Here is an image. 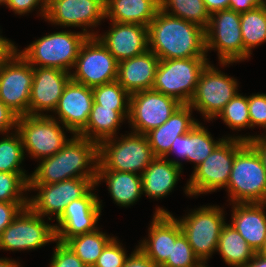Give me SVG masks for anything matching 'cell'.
<instances>
[{"label": "cell", "mask_w": 266, "mask_h": 267, "mask_svg": "<svg viewBox=\"0 0 266 267\" xmlns=\"http://www.w3.org/2000/svg\"><path fill=\"white\" fill-rule=\"evenodd\" d=\"M148 50L160 60L207 57L205 29L159 9L148 25Z\"/></svg>", "instance_id": "cell-1"}, {"label": "cell", "mask_w": 266, "mask_h": 267, "mask_svg": "<svg viewBox=\"0 0 266 267\" xmlns=\"http://www.w3.org/2000/svg\"><path fill=\"white\" fill-rule=\"evenodd\" d=\"M39 163L30 174L29 184H55L72 178H87L96 183L98 143L73 134L62 149Z\"/></svg>", "instance_id": "cell-2"}, {"label": "cell", "mask_w": 266, "mask_h": 267, "mask_svg": "<svg viewBox=\"0 0 266 267\" xmlns=\"http://www.w3.org/2000/svg\"><path fill=\"white\" fill-rule=\"evenodd\" d=\"M83 31L54 32L33 41L24 50L15 49L33 67H47L71 73L81 45L87 39Z\"/></svg>", "instance_id": "cell-3"}, {"label": "cell", "mask_w": 266, "mask_h": 267, "mask_svg": "<svg viewBox=\"0 0 266 267\" xmlns=\"http://www.w3.org/2000/svg\"><path fill=\"white\" fill-rule=\"evenodd\" d=\"M105 139L98 144L97 170H116L141 175L155 158L149 141L144 134L130 131ZM119 138L118 140H116ZM139 172V173H138Z\"/></svg>", "instance_id": "cell-4"}, {"label": "cell", "mask_w": 266, "mask_h": 267, "mask_svg": "<svg viewBox=\"0 0 266 267\" xmlns=\"http://www.w3.org/2000/svg\"><path fill=\"white\" fill-rule=\"evenodd\" d=\"M246 143L238 138L224 136L212 153L192 172L184 186L185 194L196 197L226 188L235 155Z\"/></svg>", "instance_id": "cell-5"}, {"label": "cell", "mask_w": 266, "mask_h": 267, "mask_svg": "<svg viewBox=\"0 0 266 267\" xmlns=\"http://www.w3.org/2000/svg\"><path fill=\"white\" fill-rule=\"evenodd\" d=\"M226 190L229 203H266V171L257 152L246 143L235 155Z\"/></svg>", "instance_id": "cell-6"}, {"label": "cell", "mask_w": 266, "mask_h": 267, "mask_svg": "<svg viewBox=\"0 0 266 267\" xmlns=\"http://www.w3.org/2000/svg\"><path fill=\"white\" fill-rule=\"evenodd\" d=\"M189 213L177 220L194 255L207 267L209 257L217 251L219 236L226 224L225 214L221 207L214 205L200 206Z\"/></svg>", "instance_id": "cell-7"}, {"label": "cell", "mask_w": 266, "mask_h": 267, "mask_svg": "<svg viewBox=\"0 0 266 267\" xmlns=\"http://www.w3.org/2000/svg\"><path fill=\"white\" fill-rule=\"evenodd\" d=\"M208 63L207 57L160 60L152 89L175 98L181 104H189L200 74Z\"/></svg>", "instance_id": "cell-8"}, {"label": "cell", "mask_w": 266, "mask_h": 267, "mask_svg": "<svg viewBox=\"0 0 266 267\" xmlns=\"http://www.w3.org/2000/svg\"><path fill=\"white\" fill-rule=\"evenodd\" d=\"M60 125V122L50 115L19 116L17 131L22 139L24 153L26 151L31 158L38 160L56 154L69 141L64 129L73 134Z\"/></svg>", "instance_id": "cell-9"}, {"label": "cell", "mask_w": 266, "mask_h": 267, "mask_svg": "<svg viewBox=\"0 0 266 267\" xmlns=\"http://www.w3.org/2000/svg\"><path fill=\"white\" fill-rule=\"evenodd\" d=\"M240 15L230 8L214 12L205 29L206 53L217 51L222 66L244 61Z\"/></svg>", "instance_id": "cell-10"}, {"label": "cell", "mask_w": 266, "mask_h": 267, "mask_svg": "<svg viewBox=\"0 0 266 267\" xmlns=\"http://www.w3.org/2000/svg\"><path fill=\"white\" fill-rule=\"evenodd\" d=\"M118 63L96 36H88L80 47L71 80L89 88L114 82Z\"/></svg>", "instance_id": "cell-11"}, {"label": "cell", "mask_w": 266, "mask_h": 267, "mask_svg": "<svg viewBox=\"0 0 266 267\" xmlns=\"http://www.w3.org/2000/svg\"><path fill=\"white\" fill-rule=\"evenodd\" d=\"M238 82L208 63L200 74L195 93L189 102L204 120H215L224 106L238 93Z\"/></svg>", "instance_id": "cell-12"}, {"label": "cell", "mask_w": 266, "mask_h": 267, "mask_svg": "<svg viewBox=\"0 0 266 267\" xmlns=\"http://www.w3.org/2000/svg\"><path fill=\"white\" fill-rule=\"evenodd\" d=\"M33 66L16 49L0 62V100L18 116L29 115Z\"/></svg>", "instance_id": "cell-13"}, {"label": "cell", "mask_w": 266, "mask_h": 267, "mask_svg": "<svg viewBox=\"0 0 266 267\" xmlns=\"http://www.w3.org/2000/svg\"><path fill=\"white\" fill-rule=\"evenodd\" d=\"M56 242L55 227L46 223L44 217L34 213L29 207L19 215L0 234V250H35Z\"/></svg>", "instance_id": "cell-14"}, {"label": "cell", "mask_w": 266, "mask_h": 267, "mask_svg": "<svg viewBox=\"0 0 266 267\" xmlns=\"http://www.w3.org/2000/svg\"><path fill=\"white\" fill-rule=\"evenodd\" d=\"M95 183L87 178H72L55 184H29V191L38 193L28 197V207L50 221L58 219L73 200L84 197Z\"/></svg>", "instance_id": "cell-15"}, {"label": "cell", "mask_w": 266, "mask_h": 267, "mask_svg": "<svg viewBox=\"0 0 266 267\" xmlns=\"http://www.w3.org/2000/svg\"><path fill=\"white\" fill-rule=\"evenodd\" d=\"M182 104L153 89L130 95L128 122L132 132L146 134L165 123Z\"/></svg>", "instance_id": "cell-16"}, {"label": "cell", "mask_w": 266, "mask_h": 267, "mask_svg": "<svg viewBox=\"0 0 266 267\" xmlns=\"http://www.w3.org/2000/svg\"><path fill=\"white\" fill-rule=\"evenodd\" d=\"M105 5V0H47L45 21L63 28L82 27L86 35L96 36L88 29L105 19Z\"/></svg>", "instance_id": "cell-17"}, {"label": "cell", "mask_w": 266, "mask_h": 267, "mask_svg": "<svg viewBox=\"0 0 266 267\" xmlns=\"http://www.w3.org/2000/svg\"><path fill=\"white\" fill-rule=\"evenodd\" d=\"M96 185L82 198L71 201L55 224L56 241L64 243L67 239L98 228L97 222L101 215L102 200L92 193Z\"/></svg>", "instance_id": "cell-18"}, {"label": "cell", "mask_w": 266, "mask_h": 267, "mask_svg": "<svg viewBox=\"0 0 266 267\" xmlns=\"http://www.w3.org/2000/svg\"><path fill=\"white\" fill-rule=\"evenodd\" d=\"M71 74L55 68L33 67V82L30 91L29 115H47L53 112ZM43 111H47L44 114Z\"/></svg>", "instance_id": "cell-19"}, {"label": "cell", "mask_w": 266, "mask_h": 267, "mask_svg": "<svg viewBox=\"0 0 266 267\" xmlns=\"http://www.w3.org/2000/svg\"><path fill=\"white\" fill-rule=\"evenodd\" d=\"M148 239L139 242V249L161 267L171 257L172 242L182 233L180 224L169 211L157 207L153 214Z\"/></svg>", "instance_id": "cell-20"}, {"label": "cell", "mask_w": 266, "mask_h": 267, "mask_svg": "<svg viewBox=\"0 0 266 267\" xmlns=\"http://www.w3.org/2000/svg\"><path fill=\"white\" fill-rule=\"evenodd\" d=\"M93 102L92 88L70 80L53 111L55 117L50 116L57 121L60 120L62 126L77 135L87 125Z\"/></svg>", "instance_id": "cell-21"}, {"label": "cell", "mask_w": 266, "mask_h": 267, "mask_svg": "<svg viewBox=\"0 0 266 267\" xmlns=\"http://www.w3.org/2000/svg\"><path fill=\"white\" fill-rule=\"evenodd\" d=\"M110 23V30L103 35L97 33L96 37L118 62L141 55L148 50V27L115 21Z\"/></svg>", "instance_id": "cell-22"}, {"label": "cell", "mask_w": 266, "mask_h": 267, "mask_svg": "<svg viewBox=\"0 0 266 267\" xmlns=\"http://www.w3.org/2000/svg\"><path fill=\"white\" fill-rule=\"evenodd\" d=\"M231 225L240 233L255 253L266 240V203H234Z\"/></svg>", "instance_id": "cell-23"}, {"label": "cell", "mask_w": 266, "mask_h": 267, "mask_svg": "<svg viewBox=\"0 0 266 267\" xmlns=\"http://www.w3.org/2000/svg\"><path fill=\"white\" fill-rule=\"evenodd\" d=\"M160 59L150 50L118 63L117 82L130 94L153 88Z\"/></svg>", "instance_id": "cell-24"}, {"label": "cell", "mask_w": 266, "mask_h": 267, "mask_svg": "<svg viewBox=\"0 0 266 267\" xmlns=\"http://www.w3.org/2000/svg\"><path fill=\"white\" fill-rule=\"evenodd\" d=\"M182 167L179 159L155 157L141 174L143 193L156 200L169 195L178 183Z\"/></svg>", "instance_id": "cell-25"}, {"label": "cell", "mask_w": 266, "mask_h": 267, "mask_svg": "<svg viewBox=\"0 0 266 267\" xmlns=\"http://www.w3.org/2000/svg\"><path fill=\"white\" fill-rule=\"evenodd\" d=\"M189 104H182L161 126L146 133V137L155 157H164L176 137L188 133L198 122L193 118Z\"/></svg>", "instance_id": "cell-26"}, {"label": "cell", "mask_w": 266, "mask_h": 267, "mask_svg": "<svg viewBox=\"0 0 266 267\" xmlns=\"http://www.w3.org/2000/svg\"><path fill=\"white\" fill-rule=\"evenodd\" d=\"M223 139L222 137L215 141L210 132L198 121L188 133L176 137L164 158L175 153L180 159L195 163V170Z\"/></svg>", "instance_id": "cell-27"}, {"label": "cell", "mask_w": 266, "mask_h": 267, "mask_svg": "<svg viewBox=\"0 0 266 267\" xmlns=\"http://www.w3.org/2000/svg\"><path fill=\"white\" fill-rule=\"evenodd\" d=\"M105 181L113 201L121 207H130L143 194L142 177L132 172L97 170L95 185Z\"/></svg>", "instance_id": "cell-28"}, {"label": "cell", "mask_w": 266, "mask_h": 267, "mask_svg": "<svg viewBox=\"0 0 266 267\" xmlns=\"http://www.w3.org/2000/svg\"><path fill=\"white\" fill-rule=\"evenodd\" d=\"M105 18L146 27L159 10V0H105Z\"/></svg>", "instance_id": "cell-29"}, {"label": "cell", "mask_w": 266, "mask_h": 267, "mask_svg": "<svg viewBox=\"0 0 266 267\" xmlns=\"http://www.w3.org/2000/svg\"><path fill=\"white\" fill-rule=\"evenodd\" d=\"M129 118V111H115L93 102L87 125L77 134L98 144L117 136L120 124Z\"/></svg>", "instance_id": "cell-30"}, {"label": "cell", "mask_w": 266, "mask_h": 267, "mask_svg": "<svg viewBox=\"0 0 266 267\" xmlns=\"http://www.w3.org/2000/svg\"><path fill=\"white\" fill-rule=\"evenodd\" d=\"M216 252H219L224 262L232 267H245L255 255L240 233L228 223L221 230Z\"/></svg>", "instance_id": "cell-31"}, {"label": "cell", "mask_w": 266, "mask_h": 267, "mask_svg": "<svg viewBox=\"0 0 266 267\" xmlns=\"http://www.w3.org/2000/svg\"><path fill=\"white\" fill-rule=\"evenodd\" d=\"M244 44V60L252 54V48L266 42V2L240 15Z\"/></svg>", "instance_id": "cell-32"}, {"label": "cell", "mask_w": 266, "mask_h": 267, "mask_svg": "<svg viewBox=\"0 0 266 267\" xmlns=\"http://www.w3.org/2000/svg\"><path fill=\"white\" fill-rule=\"evenodd\" d=\"M112 238L97 228L93 232L73 236L64 243L86 266L93 267L101 255L102 250Z\"/></svg>", "instance_id": "cell-33"}, {"label": "cell", "mask_w": 266, "mask_h": 267, "mask_svg": "<svg viewBox=\"0 0 266 267\" xmlns=\"http://www.w3.org/2000/svg\"><path fill=\"white\" fill-rule=\"evenodd\" d=\"M159 9L206 29L210 13L203 0H159ZM171 11V12H170Z\"/></svg>", "instance_id": "cell-34"}, {"label": "cell", "mask_w": 266, "mask_h": 267, "mask_svg": "<svg viewBox=\"0 0 266 267\" xmlns=\"http://www.w3.org/2000/svg\"><path fill=\"white\" fill-rule=\"evenodd\" d=\"M13 132L0 139V172L26 173L20 166L26 155L22 139L17 130Z\"/></svg>", "instance_id": "cell-35"}, {"label": "cell", "mask_w": 266, "mask_h": 267, "mask_svg": "<svg viewBox=\"0 0 266 267\" xmlns=\"http://www.w3.org/2000/svg\"><path fill=\"white\" fill-rule=\"evenodd\" d=\"M94 101L115 111H129L130 94L117 81L92 88Z\"/></svg>", "instance_id": "cell-36"}, {"label": "cell", "mask_w": 266, "mask_h": 267, "mask_svg": "<svg viewBox=\"0 0 266 267\" xmlns=\"http://www.w3.org/2000/svg\"><path fill=\"white\" fill-rule=\"evenodd\" d=\"M29 178L27 173L0 172V202H28L23 192L29 191Z\"/></svg>", "instance_id": "cell-37"}, {"label": "cell", "mask_w": 266, "mask_h": 267, "mask_svg": "<svg viewBox=\"0 0 266 267\" xmlns=\"http://www.w3.org/2000/svg\"><path fill=\"white\" fill-rule=\"evenodd\" d=\"M218 117L232 130L240 131L244 128H251L248 112V96L237 93L224 106L216 118Z\"/></svg>", "instance_id": "cell-38"}, {"label": "cell", "mask_w": 266, "mask_h": 267, "mask_svg": "<svg viewBox=\"0 0 266 267\" xmlns=\"http://www.w3.org/2000/svg\"><path fill=\"white\" fill-rule=\"evenodd\" d=\"M161 267H205L194 255L186 236L181 233L172 242L171 257Z\"/></svg>", "instance_id": "cell-39"}, {"label": "cell", "mask_w": 266, "mask_h": 267, "mask_svg": "<svg viewBox=\"0 0 266 267\" xmlns=\"http://www.w3.org/2000/svg\"><path fill=\"white\" fill-rule=\"evenodd\" d=\"M127 258L126 250L115 236L104 247L93 267H123Z\"/></svg>", "instance_id": "cell-40"}, {"label": "cell", "mask_w": 266, "mask_h": 267, "mask_svg": "<svg viewBox=\"0 0 266 267\" xmlns=\"http://www.w3.org/2000/svg\"><path fill=\"white\" fill-rule=\"evenodd\" d=\"M55 243L49 267H88L65 243L58 241Z\"/></svg>", "instance_id": "cell-41"}, {"label": "cell", "mask_w": 266, "mask_h": 267, "mask_svg": "<svg viewBox=\"0 0 266 267\" xmlns=\"http://www.w3.org/2000/svg\"><path fill=\"white\" fill-rule=\"evenodd\" d=\"M248 112L251 128L259 126L266 130V94L257 93L248 96Z\"/></svg>", "instance_id": "cell-42"}, {"label": "cell", "mask_w": 266, "mask_h": 267, "mask_svg": "<svg viewBox=\"0 0 266 267\" xmlns=\"http://www.w3.org/2000/svg\"><path fill=\"white\" fill-rule=\"evenodd\" d=\"M6 6L15 14L21 16L32 12L36 7L39 8V15L44 17V19L47 12V0H9Z\"/></svg>", "instance_id": "cell-43"}, {"label": "cell", "mask_w": 266, "mask_h": 267, "mask_svg": "<svg viewBox=\"0 0 266 267\" xmlns=\"http://www.w3.org/2000/svg\"><path fill=\"white\" fill-rule=\"evenodd\" d=\"M26 207L28 202H0V234Z\"/></svg>", "instance_id": "cell-44"}, {"label": "cell", "mask_w": 266, "mask_h": 267, "mask_svg": "<svg viewBox=\"0 0 266 267\" xmlns=\"http://www.w3.org/2000/svg\"><path fill=\"white\" fill-rule=\"evenodd\" d=\"M18 115L0 100V133L7 134L17 130Z\"/></svg>", "instance_id": "cell-45"}, {"label": "cell", "mask_w": 266, "mask_h": 267, "mask_svg": "<svg viewBox=\"0 0 266 267\" xmlns=\"http://www.w3.org/2000/svg\"><path fill=\"white\" fill-rule=\"evenodd\" d=\"M229 138H238L246 141L259 155L262 165L266 171V134L262 135H249V136H229Z\"/></svg>", "instance_id": "cell-46"}, {"label": "cell", "mask_w": 266, "mask_h": 267, "mask_svg": "<svg viewBox=\"0 0 266 267\" xmlns=\"http://www.w3.org/2000/svg\"><path fill=\"white\" fill-rule=\"evenodd\" d=\"M123 267H159L149 257H147L138 246L128 256Z\"/></svg>", "instance_id": "cell-47"}, {"label": "cell", "mask_w": 266, "mask_h": 267, "mask_svg": "<svg viewBox=\"0 0 266 267\" xmlns=\"http://www.w3.org/2000/svg\"><path fill=\"white\" fill-rule=\"evenodd\" d=\"M265 3L263 0H230V9L243 13Z\"/></svg>", "instance_id": "cell-48"}, {"label": "cell", "mask_w": 266, "mask_h": 267, "mask_svg": "<svg viewBox=\"0 0 266 267\" xmlns=\"http://www.w3.org/2000/svg\"><path fill=\"white\" fill-rule=\"evenodd\" d=\"M210 15L214 12L230 8V0H203Z\"/></svg>", "instance_id": "cell-49"}, {"label": "cell", "mask_w": 266, "mask_h": 267, "mask_svg": "<svg viewBox=\"0 0 266 267\" xmlns=\"http://www.w3.org/2000/svg\"><path fill=\"white\" fill-rule=\"evenodd\" d=\"M15 47L16 45L14 42L0 35V62H2L15 49Z\"/></svg>", "instance_id": "cell-50"}, {"label": "cell", "mask_w": 266, "mask_h": 267, "mask_svg": "<svg viewBox=\"0 0 266 267\" xmlns=\"http://www.w3.org/2000/svg\"><path fill=\"white\" fill-rule=\"evenodd\" d=\"M245 267H266V256L255 253L251 261Z\"/></svg>", "instance_id": "cell-51"}, {"label": "cell", "mask_w": 266, "mask_h": 267, "mask_svg": "<svg viewBox=\"0 0 266 267\" xmlns=\"http://www.w3.org/2000/svg\"><path fill=\"white\" fill-rule=\"evenodd\" d=\"M20 262L9 259V258H0V267H20Z\"/></svg>", "instance_id": "cell-52"}, {"label": "cell", "mask_w": 266, "mask_h": 267, "mask_svg": "<svg viewBox=\"0 0 266 267\" xmlns=\"http://www.w3.org/2000/svg\"><path fill=\"white\" fill-rule=\"evenodd\" d=\"M259 253H261L262 255L266 256V240H265V244H264L262 250Z\"/></svg>", "instance_id": "cell-53"}, {"label": "cell", "mask_w": 266, "mask_h": 267, "mask_svg": "<svg viewBox=\"0 0 266 267\" xmlns=\"http://www.w3.org/2000/svg\"><path fill=\"white\" fill-rule=\"evenodd\" d=\"M9 2V0H0V5H7V3Z\"/></svg>", "instance_id": "cell-54"}]
</instances>
